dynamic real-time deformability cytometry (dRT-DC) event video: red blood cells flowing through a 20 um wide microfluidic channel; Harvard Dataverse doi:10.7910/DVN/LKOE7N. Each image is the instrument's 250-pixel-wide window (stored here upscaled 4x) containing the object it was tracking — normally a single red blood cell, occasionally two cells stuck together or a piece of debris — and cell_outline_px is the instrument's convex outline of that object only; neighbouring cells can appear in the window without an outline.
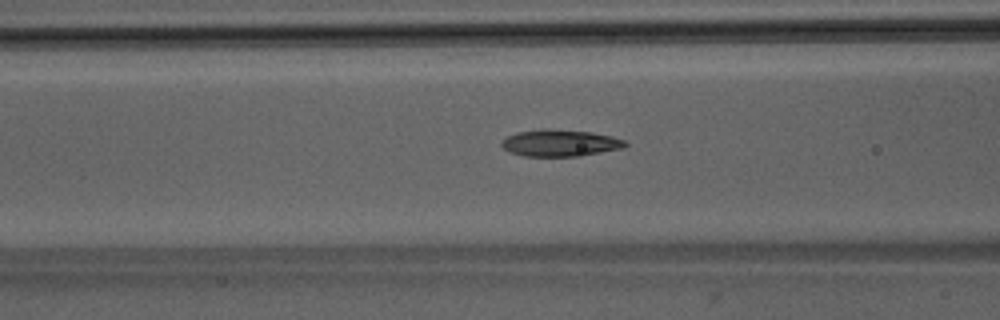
{"species": "Egyptian fruit bat (a non-hibernating species)", "species_latin": "Rousettus aegyptiacus", "temperature_condition": "room temperature", "stored_images_in_passage": 42, "camera_frame_rate_fps": 3000, "um_per_image_px": 0.085, "animal": {"sex": "male"}, "frame": {"image": 1, "passage_image": 12, "time_ms": 3.667, "image_size_px": [1000, 320], "cell_outline_px": [[628, 144], [624, 148], [580, 156], [524, 156], [512, 152], [504, 148], [500, 144], [508, 136], [516, 132], [544, 128], [592, 132], [612, 136], [624, 140]], "centroid_in_image_um": [47.64, 12.15], "position_along_channel_um": 119.0, "area_um2": 19.25}}
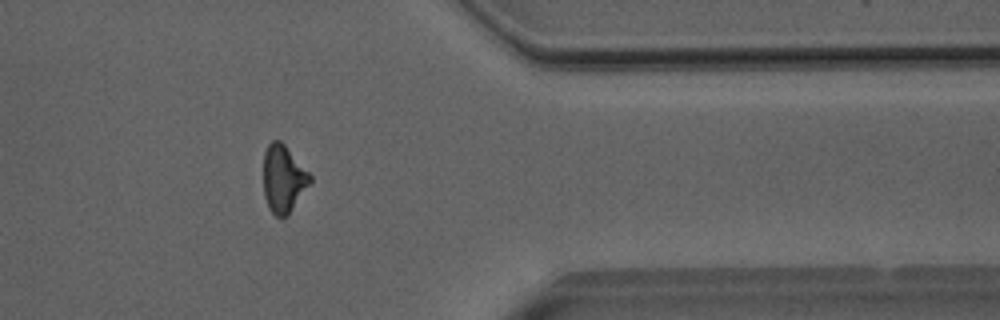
{"frame": {"image": 2, "passage_image": 33, "time_ms": 10.667, "image_size_px": [1000, 320], "cell_outline_px": [[312, 180], [288, 216], [280, 220], [268, 208], [264, 196], [264, 152], [268, 144], [272, 140], [280, 140], [284, 144], [312, 176]], "centroid_in_image_um": [24.08, 15.23], "position_along_channel_um": 387.3, "area_um2": 18.38}}
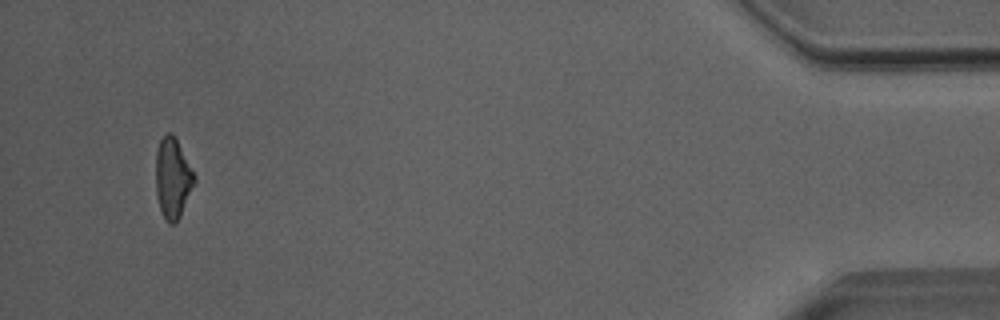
{"frame": {"image": 3, "passage_image": 40, "time_ms": 13.0, "image_size_px": [1000, 320], "cell_outline_px": [[196, 180], [180, 216], [176, 224], [168, 224], [160, 208], [156, 192], [156, 152], [160, 140], [168, 132], [172, 132], [196, 176]], "centroid_in_image_um": [14.68, 15.15], "position_along_channel_um": 420.5, "area_um2": 17.86}, "authors_computed_cell_mechanics": {"area_um2": 18.7561, "velocity_mm_per_s": 4.0592, "shape_relaxation_time_tau1_ms": 6.9521, "shape_relaxation_time_tau2_ms": 2.2576, "deformation_change_tau1": 0.2118, "deformation_change_tau2": 0.0938}}